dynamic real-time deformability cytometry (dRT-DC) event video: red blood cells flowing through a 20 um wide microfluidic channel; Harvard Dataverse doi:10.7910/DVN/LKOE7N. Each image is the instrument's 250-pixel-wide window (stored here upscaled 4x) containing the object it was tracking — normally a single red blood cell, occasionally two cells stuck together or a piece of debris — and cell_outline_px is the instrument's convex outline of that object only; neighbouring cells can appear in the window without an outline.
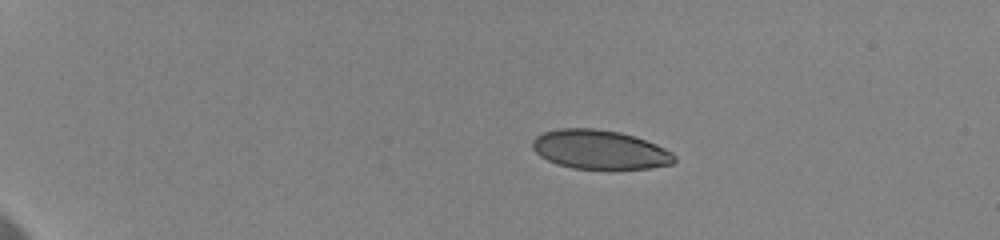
{"species": "human", "species_latin": "Homo sapiens", "temperature_condition": "cold", "stored_images_in_passage": 8, "camera_frame_rate_fps": 3000, "um_per_image_px": 0.085, "donor": {"sex": "female"}, "frame": {"image": 1, "passage_image": 4, "time_ms": 3.0, "image_size_px": [1000, 240], "cell_outline_px": [[676, 160], [672, 164], [648, 168], [572, 168], [556, 164], [540, 156], [532, 148], [532, 140], [536, 136], [544, 132], [560, 128], [592, 128], [620, 132], [656, 144], [672, 152], [676, 156]], "centroid_in_image_um": [50.96, 12.71], "position_along_channel_um": 34.0, "area_um2": 32.08}}
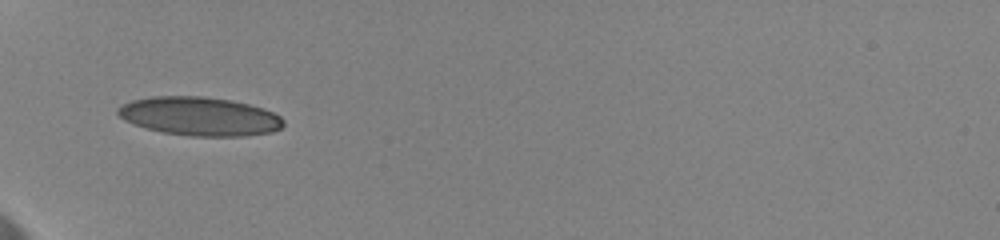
{"frame": {"image": 2, "passage_image": 7, "time_ms": 6.333, "image_size_px": [1000, 240], "cell_outline_px": [[284, 124], [280, 128], [272, 132], [244, 136], [188, 136], [164, 132], [132, 124], [124, 120], [116, 112], [116, 108], [132, 100], [152, 96], [204, 96], [232, 100], [264, 108], [280, 116], [284, 120]], "centroid_in_image_um": [16.97, 9.88], "position_along_channel_um": 68.0, "area_um2": 37.4}}